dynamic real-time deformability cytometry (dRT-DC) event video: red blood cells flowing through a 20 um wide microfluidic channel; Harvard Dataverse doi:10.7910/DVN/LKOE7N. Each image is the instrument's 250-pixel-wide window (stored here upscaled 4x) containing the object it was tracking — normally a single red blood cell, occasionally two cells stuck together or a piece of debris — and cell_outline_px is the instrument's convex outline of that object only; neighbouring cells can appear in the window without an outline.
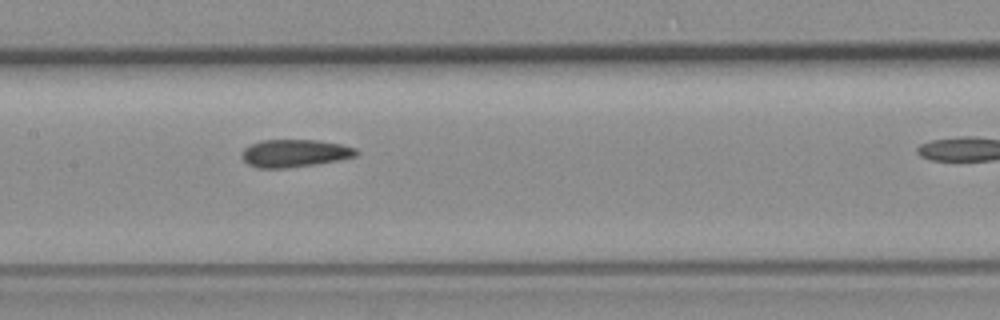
{"species": "common noctule bat (a hibernating species)", "species_latin": "Nyctalus noctula", "temperature_condition": "room temperature", "stored_images_in_passage": 8, "camera_frame_rate_fps": 3000, "um_per_image_px": 0.085, "animal": {"sex": "female", "body_mass_g": 19.3, "forearm_length_mm": 54.1}, "frame": {"image": 1, "passage_image": 6, "time_ms": 6.667, "image_size_px": [1000, 320], "cell_outline_px": [[360, 152], [356, 156], [316, 164], [288, 168], [256, 168], [248, 164], [244, 160], [240, 152], [244, 148], [252, 144], [264, 140], [316, 140], [340, 144], [356, 148]], "centroid_in_image_um": [25.03, 13.03], "position_along_channel_um": 182.4, "area_um2": 18.38}}